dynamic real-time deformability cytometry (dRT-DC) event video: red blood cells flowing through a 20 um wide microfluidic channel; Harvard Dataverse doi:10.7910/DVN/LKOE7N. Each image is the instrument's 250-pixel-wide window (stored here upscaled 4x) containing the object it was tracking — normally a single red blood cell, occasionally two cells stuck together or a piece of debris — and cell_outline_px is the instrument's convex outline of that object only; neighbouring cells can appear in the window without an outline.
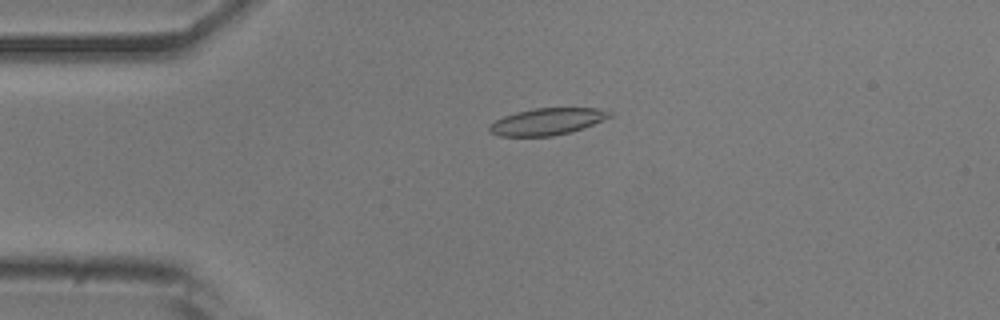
{"species": "common noctule bat (a hibernating species)", "species_latin": "Nyctalus noctula", "temperature_condition": "room temperature", "stored_images_in_passage": 52, "camera_frame_rate_fps": 3000, "um_per_image_px": 0.085, "animal": {"sex": "male", "body_mass_g": 20.5, "forearm_length_mm": 52.5}, "frame": {"image": 1, "passage_image": 12, "time_ms": 3.667, "image_size_px": [1000, 320], "cell_outline_px": [[612, 116], [584, 128], [572, 132], [552, 136], [500, 136], [488, 132], [488, 124], [504, 116], [516, 112], [536, 108], [596, 108], [612, 112]], "centroid_in_image_um": [46.48, 10.34], "position_along_channel_um": 38.5, "area_um2": 18.84}}
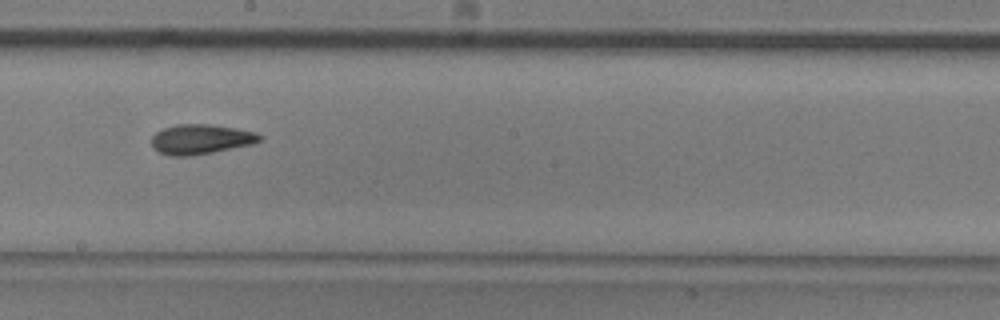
{"frame": {"image": 2, "passage_image": 29, "time_ms": 9.333, "image_size_px": [1000, 320], "cell_outline_px": [[264, 136], [260, 140], [252, 144], [212, 152], [188, 156], [168, 156], [156, 152], [152, 148], [152, 136], [156, 132], [164, 128], [176, 124], [208, 124], [236, 128], [256, 132]], "centroid_in_image_um": [17.03, 11.84], "position_along_channel_um": 231.2, "area_um2": 18.9}}
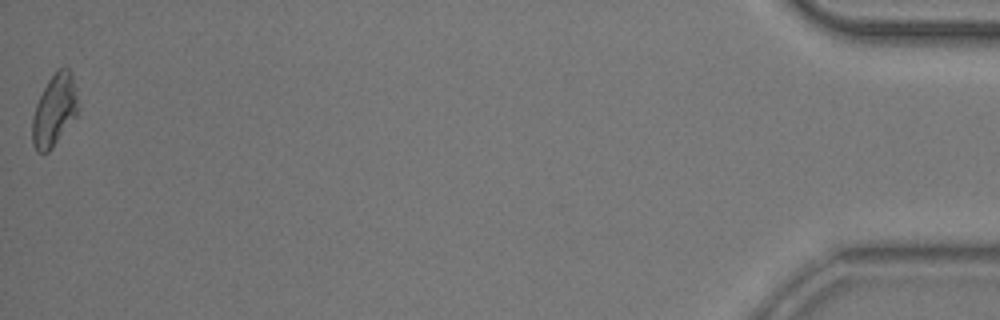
{"frame": {"image": 3, "passage_image": 52, "time_ms": 17.0, "image_size_px": [1000, 320], "cell_outline_px": [[76, 116], [52, 148], [48, 152], [36, 152], [32, 144], [32, 116], [36, 104], [48, 80], [56, 68], [68, 68], [72, 72], [76, 88]], "centroid_in_image_um": [4.6, 9.36], "position_along_channel_um": 430.6, "area_um2": 19.02}, "authors_computed_cell_mechanics": {"area_um2": 18.8428, "velocity_mm_per_s": 3.8931, "shape_relaxation_time_tau1_ms": null, "shape_relaxation_time_tau2_ms": 3.4861, "deformation_change_tau1": null, "deformation_change_tau2": 0.1142}}